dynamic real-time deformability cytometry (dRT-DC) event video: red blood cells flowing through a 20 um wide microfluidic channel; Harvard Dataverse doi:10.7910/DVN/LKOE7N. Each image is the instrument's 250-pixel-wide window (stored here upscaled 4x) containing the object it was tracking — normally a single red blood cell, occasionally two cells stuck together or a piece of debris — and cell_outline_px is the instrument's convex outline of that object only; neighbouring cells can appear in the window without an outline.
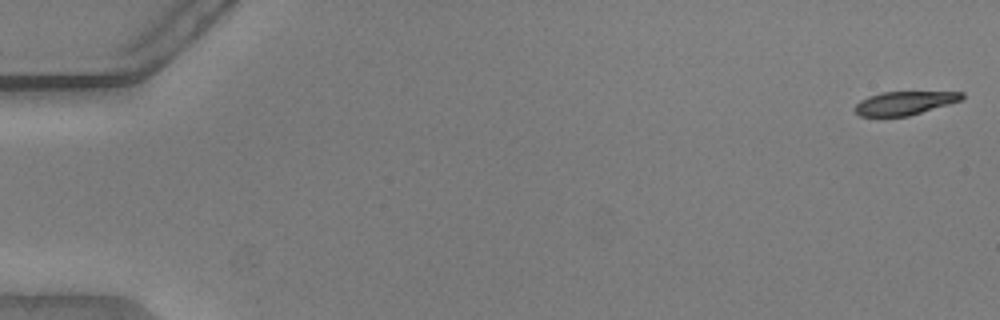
{"species": "common noctule bat (a hibernating species)", "species_latin": "Nyctalus noctula", "temperature_condition": "warm", "stored_images_in_passage": 54, "camera_frame_rate_fps": 3000, "um_per_image_px": 0.085, "animal": {"sex": "male", "body_mass_g": 20.5, "forearm_length_mm": 52.5}, "frame": {"image": 1, "passage_image": 1, "time_ms": 0.0, "image_size_px": [1000, 320], "cell_outline_px": [[964, 96], [960, 100], [948, 104], [908, 116], [860, 116], [852, 108], [860, 100], [868, 96], [880, 92], [964, 92]], "centroid_in_image_um": [76.83, 8.75], "position_along_channel_um": 8.2, "area_um2": 14.51}}
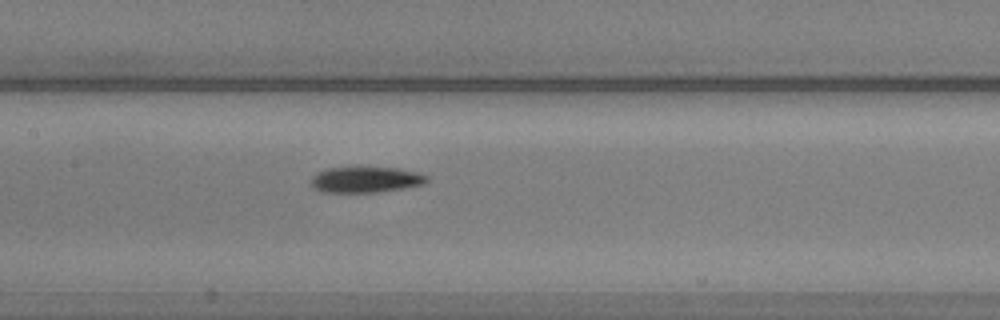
{"frame": {"image": 2, "passage_image": 27, "time_ms": 8.667, "image_size_px": [1000, 320], "cell_outline_px": [[428, 180], [424, 184], [404, 188], [376, 192], [320, 192], [312, 184], [312, 176], [328, 168], [360, 164], [400, 168], [416, 172], [428, 176]], "centroid_in_image_um": [31.11, 15.21], "position_along_channel_um": 176.3, "area_um2": 18.15}}
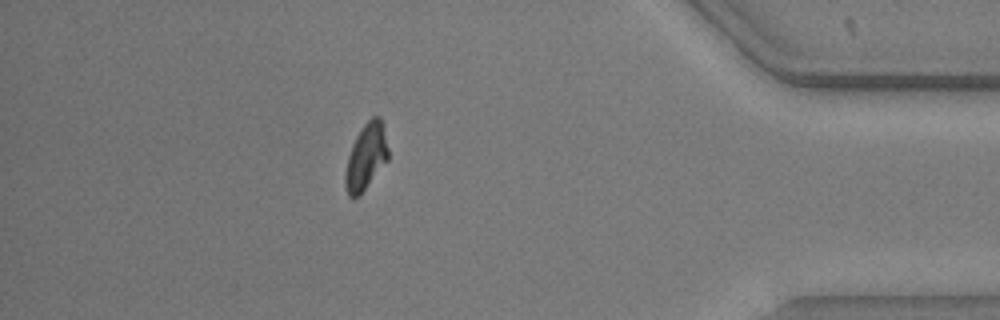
{"frame": {"image": 3, "passage_image": 48, "time_ms": 15.667, "image_size_px": [1000, 320], "cell_outline_px": [[388, 160], [364, 188], [352, 200], [348, 196], [344, 188], [344, 176], [348, 156], [352, 144], [356, 136], [364, 124], [372, 116], [380, 116], [388, 148]], "centroid_in_image_um": [31.08, 13.32], "position_along_channel_um": 404.1, "area_um2": 16.3}, "authors_computed_cell_mechanics": {"area_um2": 17.0799, "velocity_mm_per_s": 3.8023, "shape_relaxation_time_tau1_ms": 7.2131, "shape_relaxation_time_tau2_ms": null, "deformation_change_tau1": 0.2019, "deformation_change_tau2": null}}